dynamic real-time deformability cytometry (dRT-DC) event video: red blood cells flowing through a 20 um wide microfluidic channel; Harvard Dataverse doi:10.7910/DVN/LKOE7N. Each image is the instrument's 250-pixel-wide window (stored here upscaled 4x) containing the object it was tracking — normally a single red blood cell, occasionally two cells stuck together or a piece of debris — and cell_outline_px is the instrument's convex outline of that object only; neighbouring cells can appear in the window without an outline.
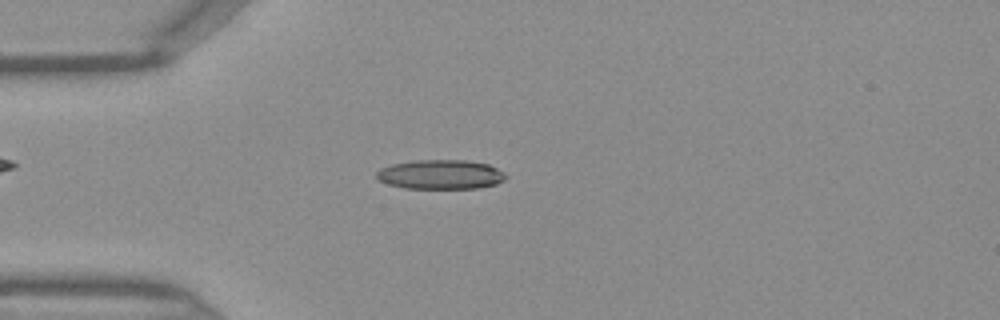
{"species": "Egyptian fruit bat (a non-hibernating species)", "species_latin": "Rousettus aegyptiacus", "temperature_condition": "warm", "stored_images_in_passage": 44, "camera_frame_rate_fps": 3000, "um_per_image_px": 0.085, "frame": {"image": 1, "passage_image": 11, "time_ms": 3.333, "image_size_px": [1000, 320], "cell_outline_px": [[508, 176], [504, 180], [496, 184], [480, 188], [404, 188], [388, 184], [380, 180], [376, 176], [376, 172], [380, 168], [392, 164], [416, 160], [464, 160], [488, 164], [504, 172]], "centroid_in_image_um": [37.46, 14.83], "position_along_channel_um": 47.5, "area_um2": 22.14}}
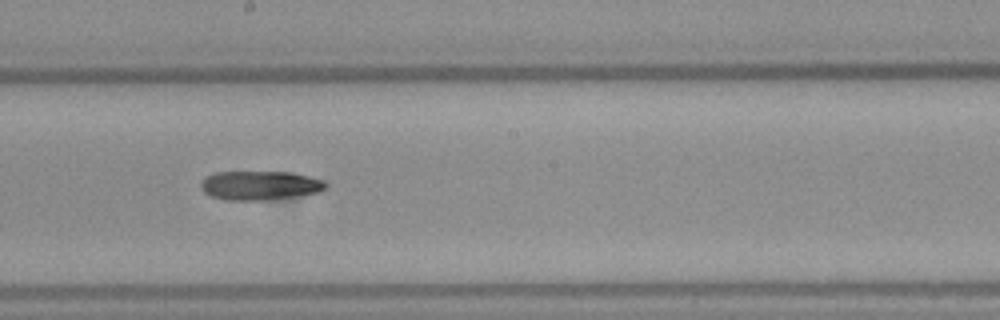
{"frame": {"image": 2, "passage_image": 24, "time_ms": 7.667, "image_size_px": [1000, 320], "cell_outline_px": [[328, 184], [320, 192], [268, 200], [224, 200], [212, 196], [204, 192], [200, 188], [200, 184], [204, 176], [216, 172], [292, 172], [324, 180]], "centroid_in_image_um": [22.07, 15.76], "position_along_channel_um": 226.1, "area_um2": 21.27}}
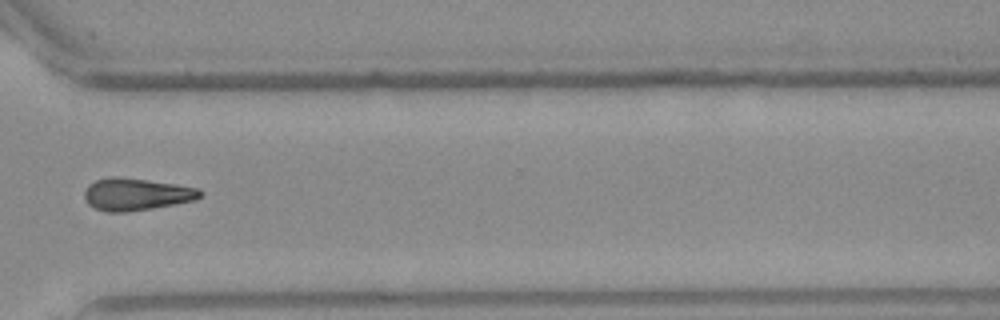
{"frame": {"image": 3, "passage_image": 33, "time_ms": 10.667, "image_size_px": [1000, 320], "cell_outline_px": [[204, 196], [196, 200], [176, 204], [128, 212], [108, 212], [96, 208], [88, 204], [84, 200], [84, 192], [88, 184], [96, 180], [112, 176], [120, 176], [176, 184], [200, 188], [204, 192]], "centroid_in_image_um": [11.62, 16.51], "position_along_channel_um": 359.0, "area_um2": 22.08}}